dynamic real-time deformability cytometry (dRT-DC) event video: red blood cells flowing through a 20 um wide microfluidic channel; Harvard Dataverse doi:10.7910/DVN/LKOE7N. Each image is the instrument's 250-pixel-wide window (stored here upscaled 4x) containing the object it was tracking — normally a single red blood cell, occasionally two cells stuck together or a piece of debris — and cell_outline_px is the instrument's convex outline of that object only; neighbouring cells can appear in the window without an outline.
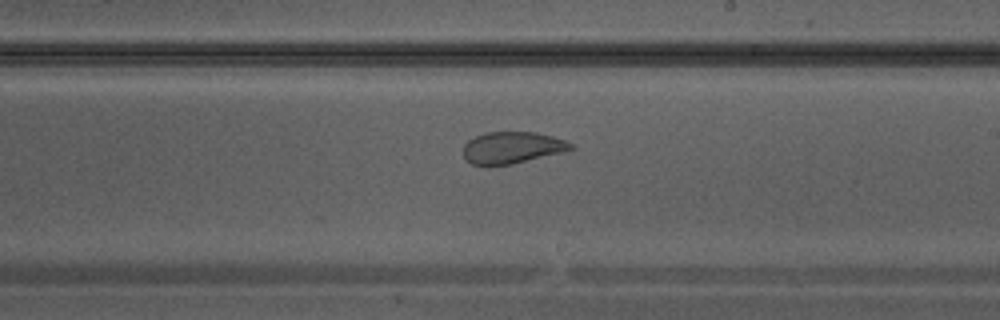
{"species": "Egyptian fruit bat (a non-hibernating species)", "species_latin": "Rousettus aegyptiacus", "temperature_condition": "warm", "stored_images_in_passage": 24, "camera_frame_rate_fps": 3000, "um_per_image_px": 0.085, "animal": {"sex": "male"}, "frame": {"image": 1, "passage_image": 10, "time_ms": 3.0, "image_size_px": [1000, 320], "cell_outline_px": [[576, 148], [564, 152], [512, 164], [472, 164], [464, 160], [464, 144], [468, 140], [484, 132], [536, 132], [552, 136], [564, 140], [572, 144]], "centroid_in_image_um": [43.54, 12.54], "position_along_channel_um": 245.5, "area_um2": 19.83}}